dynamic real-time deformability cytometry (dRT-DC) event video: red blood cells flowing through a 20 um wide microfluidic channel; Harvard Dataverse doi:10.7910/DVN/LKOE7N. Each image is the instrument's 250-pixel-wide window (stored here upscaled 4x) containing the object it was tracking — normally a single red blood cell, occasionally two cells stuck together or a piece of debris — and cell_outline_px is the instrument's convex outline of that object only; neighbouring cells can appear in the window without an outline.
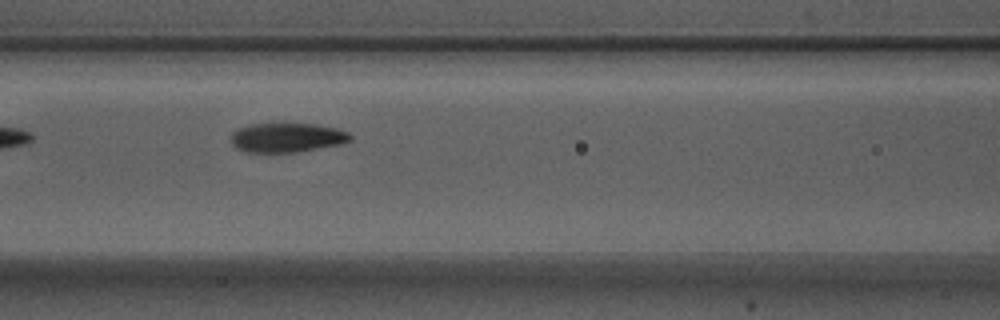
{"species": "Egyptian fruit bat (a non-hibernating species)", "species_latin": "Rousettus aegyptiacus", "temperature_condition": "warm", "stored_images_in_passage": 6, "camera_frame_rate_fps": 3000, "um_per_image_px": 0.085, "animal": {"sex": "male"}, "frame": {"image": 1, "passage_image": 6, "time_ms": 1.667, "image_size_px": [1000, 320], "cell_outline_px": [[352, 140], [340, 144], [296, 152], [244, 152], [236, 148], [232, 144], [232, 132], [240, 128], [252, 124], [312, 124], [336, 128], [348, 132], [352, 136]], "centroid_in_image_um": [24.39, 11.7], "position_along_channel_um": 142.2, "area_um2": 20.17}}